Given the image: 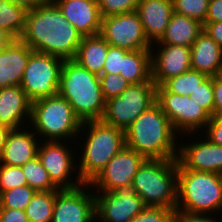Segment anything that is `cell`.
<instances>
[{"label": "cell", "mask_w": 222, "mask_h": 222, "mask_svg": "<svg viewBox=\"0 0 222 222\" xmlns=\"http://www.w3.org/2000/svg\"><path fill=\"white\" fill-rule=\"evenodd\" d=\"M83 36L52 0L28 10L20 39L32 50L74 59Z\"/></svg>", "instance_id": "6da1fadb"}, {"label": "cell", "mask_w": 222, "mask_h": 222, "mask_svg": "<svg viewBox=\"0 0 222 222\" xmlns=\"http://www.w3.org/2000/svg\"><path fill=\"white\" fill-rule=\"evenodd\" d=\"M176 135L168 117L155 102L125 130V145L146 159L172 160L178 156Z\"/></svg>", "instance_id": "7a4b0ae2"}, {"label": "cell", "mask_w": 222, "mask_h": 222, "mask_svg": "<svg viewBox=\"0 0 222 222\" xmlns=\"http://www.w3.org/2000/svg\"><path fill=\"white\" fill-rule=\"evenodd\" d=\"M58 94L66 99L82 122L101 120L103 117L106 100L99 76L73 59L63 62Z\"/></svg>", "instance_id": "3957f363"}, {"label": "cell", "mask_w": 222, "mask_h": 222, "mask_svg": "<svg viewBox=\"0 0 222 222\" xmlns=\"http://www.w3.org/2000/svg\"><path fill=\"white\" fill-rule=\"evenodd\" d=\"M87 127V128H86ZM88 131L79 157L78 175L84 184H90L108 162L125 146V131L102 120L82 122L80 133ZM88 129V130H87ZM81 158V159H80Z\"/></svg>", "instance_id": "277c9868"}, {"label": "cell", "mask_w": 222, "mask_h": 222, "mask_svg": "<svg viewBox=\"0 0 222 222\" xmlns=\"http://www.w3.org/2000/svg\"><path fill=\"white\" fill-rule=\"evenodd\" d=\"M176 211L212 215L222 209V174L185 169L178 162Z\"/></svg>", "instance_id": "5b68a950"}, {"label": "cell", "mask_w": 222, "mask_h": 222, "mask_svg": "<svg viewBox=\"0 0 222 222\" xmlns=\"http://www.w3.org/2000/svg\"><path fill=\"white\" fill-rule=\"evenodd\" d=\"M177 169V159H146L139 167L132 187L146 206L175 209Z\"/></svg>", "instance_id": "8992f818"}, {"label": "cell", "mask_w": 222, "mask_h": 222, "mask_svg": "<svg viewBox=\"0 0 222 222\" xmlns=\"http://www.w3.org/2000/svg\"><path fill=\"white\" fill-rule=\"evenodd\" d=\"M29 124L43 141H68L78 139L82 121L75 115L71 105L56 94L31 103ZM77 136V138L75 137ZM46 137V139H45Z\"/></svg>", "instance_id": "52a82bcc"}, {"label": "cell", "mask_w": 222, "mask_h": 222, "mask_svg": "<svg viewBox=\"0 0 222 222\" xmlns=\"http://www.w3.org/2000/svg\"><path fill=\"white\" fill-rule=\"evenodd\" d=\"M156 102V84L152 80L130 84L119 96L106 101L101 120L125 131L135 119Z\"/></svg>", "instance_id": "ba28073f"}, {"label": "cell", "mask_w": 222, "mask_h": 222, "mask_svg": "<svg viewBox=\"0 0 222 222\" xmlns=\"http://www.w3.org/2000/svg\"><path fill=\"white\" fill-rule=\"evenodd\" d=\"M63 62L57 56L32 51L20 84L31 102L58 94Z\"/></svg>", "instance_id": "9c48e42d"}, {"label": "cell", "mask_w": 222, "mask_h": 222, "mask_svg": "<svg viewBox=\"0 0 222 222\" xmlns=\"http://www.w3.org/2000/svg\"><path fill=\"white\" fill-rule=\"evenodd\" d=\"M156 102L168 117L174 131L179 134L178 137L182 136L181 133L198 134L210 121V115L191 96L167 92L161 85L156 86Z\"/></svg>", "instance_id": "30bf717a"}, {"label": "cell", "mask_w": 222, "mask_h": 222, "mask_svg": "<svg viewBox=\"0 0 222 222\" xmlns=\"http://www.w3.org/2000/svg\"><path fill=\"white\" fill-rule=\"evenodd\" d=\"M100 35L115 47L129 51L151 49L136 11L102 17Z\"/></svg>", "instance_id": "8fae6325"}, {"label": "cell", "mask_w": 222, "mask_h": 222, "mask_svg": "<svg viewBox=\"0 0 222 222\" xmlns=\"http://www.w3.org/2000/svg\"><path fill=\"white\" fill-rule=\"evenodd\" d=\"M95 202L96 219L100 222H130L147 207L132 184L114 191H96Z\"/></svg>", "instance_id": "7c38bea8"}, {"label": "cell", "mask_w": 222, "mask_h": 222, "mask_svg": "<svg viewBox=\"0 0 222 222\" xmlns=\"http://www.w3.org/2000/svg\"><path fill=\"white\" fill-rule=\"evenodd\" d=\"M91 188L83 183L73 189H59L55 196L52 222L97 221L95 191H90Z\"/></svg>", "instance_id": "4fadbf2b"}, {"label": "cell", "mask_w": 222, "mask_h": 222, "mask_svg": "<svg viewBox=\"0 0 222 222\" xmlns=\"http://www.w3.org/2000/svg\"><path fill=\"white\" fill-rule=\"evenodd\" d=\"M65 143L57 140L44 142L40 140L38 158L49 173L52 182L59 189H73L82 185L83 182L79 177L75 180L70 179L78 165L71 154L72 149H69L68 144L65 145Z\"/></svg>", "instance_id": "5bb4252c"}, {"label": "cell", "mask_w": 222, "mask_h": 222, "mask_svg": "<svg viewBox=\"0 0 222 222\" xmlns=\"http://www.w3.org/2000/svg\"><path fill=\"white\" fill-rule=\"evenodd\" d=\"M145 160L143 155L125 145L89 185L98 191H114L130 185Z\"/></svg>", "instance_id": "9a60e30c"}, {"label": "cell", "mask_w": 222, "mask_h": 222, "mask_svg": "<svg viewBox=\"0 0 222 222\" xmlns=\"http://www.w3.org/2000/svg\"><path fill=\"white\" fill-rule=\"evenodd\" d=\"M154 45V48L151 47V67L152 80L156 86L191 69V47L168 44ZM156 46H158V50H155Z\"/></svg>", "instance_id": "2e32d148"}, {"label": "cell", "mask_w": 222, "mask_h": 222, "mask_svg": "<svg viewBox=\"0 0 222 222\" xmlns=\"http://www.w3.org/2000/svg\"><path fill=\"white\" fill-rule=\"evenodd\" d=\"M200 140L178 145V162L185 169L222 174V146L210 142L206 136L204 141Z\"/></svg>", "instance_id": "e0dca14e"}, {"label": "cell", "mask_w": 222, "mask_h": 222, "mask_svg": "<svg viewBox=\"0 0 222 222\" xmlns=\"http://www.w3.org/2000/svg\"><path fill=\"white\" fill-rule=\"evenodd\" d=\"M52 1L83 37L100 34L102 16L97 0Z\"/></svg>", "instance_id": "ac0fdd59"}, {"label": "cell", "mask_w": 222, "mask_h": 222, "mask_svg": "<svg viewBox=\"0 0 222 222\" xmlns=\"http://www.w3.org/2000/svg\"><path fill=\"white\" fill-rule=\"evenodd\" d=\"M29 129L25 127L8 132L0 153V164L21 167L38 156L39 137Z\"/></svg>", "instance_id": "d6986e66"}, {"label": "cell", "mask_w": 222, "mask_h": 222, "mask_svg": "<svg viewBox=\"0 0 222 222\" xmlns=\"http://www.w3.org/2000/svg\"><path fill=\"white\" fill-rule=\"evenodd\" d=\"M139 14L148 41L153 45L161 40L173 14L172 0H140Z\"/></svg>", "instance_id": "ffe728a7"}, {"label": "cell", "mask_w": 222, "mask_h": 222, "mask_svg": "<svg viewBox=\"0 0 222 222\" xmlns=\"http://www.w3.org/2000/svg\"><path fill=\"white\" fill-rule=\"evenodd\" d=\"M31 103L21 86L0 89V125L10 130L25 128L24 121H30Z\"/></svg>", "instance_id": "44dd1931"}, {"label": "cell", "mask_w": 222, "mask_h": 222, "mask_svg": "<svg viewBox=\"0 0 222 222\" xmlns=\"http://www.w3.org/2000/svg\"><path fill=\"white\" fill-rule=\"evenodd\" d=\"M32 51L21 39H15L0 52V89L20 86Z\"/></svg>", "instance_id": "7402d4cb"}, {"label": "cell", "mask_w": 222, "mask_h": 222, "mask_svg": "<svg viewBox=\"0 0 222 222\" xmlns=\"http://www.w3.org/2000/svg\"><path fill=\"white\" fill-rule=\"evenodd\" d=\"M191 68L209 77L222 74V48L205 31L191 46Z\"/></svg>", "instance_id": "603a6c76"}, {"label": "cell", "mask_w": 222, "mask_h": 222, "mask_svg": "<svg viewBox=\"0 0 222 222\" xmlns=\"http://www.w3.org/2000/svg\"><path fill=\"white\" fill-rule=\"evenodd\" d=\"M202 31L203 24L199 21L173 12L164 36L154 44L191 47Z\"/></svg>", "instance_id": "cb8c5ba5"}, {"label": "cell", "mask_w": 222, "mask_h": 222, "mask_svg": "<svg viewBox=\"0 0 222 222\" xmlns=\"http://www.w3.org/2000/svg\"><path fill=\"white\" fill-rule=\"evenodd\" d=\"M109 44L99 34L83 37L74 57L80 66L97 76L102 75Z\"/></svg>", "instance_id": "d4e9b609"}, {"label": "cell", "mask_w": 222, "mask_h": 222, "mask_svg": "<svg viewBox=\"0 0 222 222\" xmlns=\"http://www.w3.org/2000/svg\"><path fill=\"white\" fill-rule=\"evenodd\" d=\"M130 84L149 81L152 78L151 49L129 51L123 59V72Z\"/></svg>", "instance_id": "484cf974"}, {"label": "cell", "mask_w": 222, "mask_h": 222, "mask_svg": "<svg viewBox=\"0 0 222 222\" xmlns=\"http://www.w3.org/2000/svg\"><path fill=\"white\" fill-rule=\"evenodd\" d=\"M28 10L11 2L0 0V27L8 31L15 39H20L24 28Z\"/></svg>", "instance_id": "4316f807"}, {"label": "cell", "mask_w": 222, "mask_h": 222, "mask_svg": "<svg viewBox=\"0 0 222 222\" xmlns=\"http://www.w3.org/2000/svg\"><path fill=\"white\" fill-rule=\"evenodd\" d=\"M57 193L58 190L35 192L25 209L29 222H52Z\"/></svg>", "instance_id": "83f0119b"}, {"label": "cell", "mask_w": 222, "mask_h": 222, "mask_svg": "<svg viewBox=\"0 0 222 222\" xmlns=\"http://www.w3.org/2000/svg\"><path fill=\"white\" fill-rule=\"evenodd\" d=\"M208 76L195 69H189L183 74L167 79L161 86L177 95L191 96Z\"/></svg>", "instance_id": "f1b7e54d"}, {"label": "cell", "mask_w": 222, "mask_h": 222, "mask_svg": "<svg viewBox=\"0 0 222 222\" xmlns=\"http://www.w3.org/2000/svg\"><path fill=\"white\" fill-rule=\"evenodd\" d=\"M29 187L37 191H54L59 188L52 182L49 173L38 156L21 166Z\"/></svg>", "instance_id": "f546056e"}, {"label": "cell", "mask_w": 222, "mask_h": 222, "mask_svg": "<svg viewBox=\"0 0 222 222\" xmlns=\"http://www.w3.org/2000/svg\"><path fill=\"white\" fill-rule=\"evenodd\" d=\"M35 192L28 185L1 192L0 207L25 211Z\"/></svg>", "instance_id": "4dcf8cb0"}, {"label": "cell", "mask_w": 222, "mask_h": 222, "mask_svg": "<svg viewBox=\"0 0 222 222\" xmlns=\"http://www.w3.org/2000/svg\"><path fill=\"white\" fill-rule=\"evenodd\" d=\"M210 0H172L173 11L204 24Z\"/></svg>", "instance_id": "1f68e13d"}, {"label": "cell", "mask_w": 222, "mask_h": 222, "mask_svg": "<svg viewBox=\"0 0 222 222\" xmlns=\"http://www.w3.org/2000/svg\"><path fill=\"white\" fill-rule=\"evenodd\" d=\"M26 185L28 184L21 167L0 164V193Z\"/></svg>", "instance_id": "d6a6232c"}, {"label": "cell", "mask_w": 222, "mask_h": 222, "mask_svg": "<svg viewBox=\"0 0 222 222\" xmlns=\"http://www.w3.org/2000/svg\"><path fill=\"white\" fill-rule=\"evenodd\" d=\"M191 98L210 116L214 114L213 77H207L192 93Z\"/></svg>", "instance_id": "836d02e7"}, {"label": "cell", "mask_w": 222, "mask_h": 222, "mask_svg": "<svg viewBox=\"0 0 222 222\" xmlns=\"http://www.w3.org/2000/svg\"><path fill=\"white\" fill-rule=\"evenodd\" d=\"M99 79L102 94L106 101L119 96L130 85L123 76L115 74H102L99 76Z\"/></svg>", "instance_id": "e575fe53"}, {"label": "cell", "mask_w": 222, "mask_h": 222, "mask_svg": "<svg viewBox=\"0 0 222 222\" xmlns=\"http://www.w3.org/2000/svg\"><path fill=\"white\" fill-rule=\"evenodd\" d=\"M130 222H176V209L147 206Z\"/></svg>", "instance_id": "d590c367"}, {"label": "cell", "mask_w": 222, "mask_h": 222, "mask_svg": "<svg viewBox=\"0 0 222 222\" xmlns=\"http://www.w3.org/2000/svg\"><path fill=\"white\" fill-rule=\"evenodd\" d=\"M140 0H97L102 17L136 11Z\"/></svg>", "instance_id": "8d00e7d4"}, {"label": "cell", "mask_w": 222, "mask_h": 222, "mask_svg": "<svg viewBox=\"0 0 222 222\" xmlns=\"http://www.w3.org/2000/svg\"><path fill=\"white\" fill-rule=\"evenodd\" d=\"M129 50L109 45L102 74L120 75L123 72V59Z\"/></svg>", "instance_id": "74e56055"}, {"label": "cell", "mask_w": 222, "mask_h": 222, "mask_svg": "<svg viewBox=\"0 0 222 222\" xmlns=\"http://www.w3.org/2000/svg\"><path fill=\"white\" fill-rule=\"evenodd\" d=\"M205 129L202 132L205 133L206 131V138L210 142L222 146V113H214L211 115L210 121Z\"/></svg>", "instance_id": "f35d334b"}, {"label": "cell", "mask_w": 222, "mask_h": 222, "mask_svg": "<svg viewBox=\"0 0 222 222\" xmlns=\"http://www.w3.org/2000/svg\"><path fill=\"white\" fill-rule=\"evenodd\" d=\"M205 215V216H204ZM176 222H219L211 214L176 211Z\"/></svg>", "instance_id": "ab89813d"}, {"label": "cell", "mask_w": 222, "mask_h": 222, "mask_svg": "<svg viewBox=\"0 0 222 222\" xmlns=\"http://www.w3.org/2000/svg\"><path fill=\"white\" fill-rule=\"evenodd\" d=\"M0 222H29L25 211L0 207Z\"/></svg>", "instance_id": "60d3db41"}, {"label": "cell", "mask_w": 222, "mask_h": 222, "mask_svg": "<svg viewBox=\"0 0 222 222\" xmlns=\"http://www.w3.org/2000/svg\"><path fill=\"white\" fill-rule=\"evenodd\" d=\"M205 22H222V0H210Z\"/></svg>", "instance_id": "b9f144b4"}, {"label": "cell", "mask_w": 222, "mask_h": 222, "mask_svg": "<svg viewBox=\"0 0 222 222\" xmlns=\"http://www.w3.org/2000/svg\"><path fill=\"white\" fill-rule=\"evenodd\" d=\"M203 31L222 48V22H204Z\"/></svg>", "instance_id": "7bdbcfd3"}, {"label": "cell", "mask_w": 222, "mask_h": 222, "mask_svg": "<svg viewBox=\"0 0 222 222\" xmlns=\"http://www.w3.org/2000/svg\"><path fill=\"white\" fill-rule=\"evenodd\" d=\"M214 113H222V74L213 77Z\"/></svg>", "instance_id": "ee69618b"}, {"label": "cell", "mask_w": 222, "mask_h": 222, "mask_svg": "<svg viewBox=\"0 0 222 222\" xmlns=\"http://www.w3.org/2000/svg\"><path fill=\"white\" fill-rule=\"evenodd\" d=\"M11 2L25 7L27 10L34 9L38 5L45 3L47 0H10Z\"/></svg>", "instance_id": "f6af8a7d"}, {"label": "cell", "mask_w": 222, "mask_h": 222, "mask_svg": "<svg viewBox=\"0 0 222 222\" xmlns=\"http://www.w3.org/2000/svg\"><path fill=\"white\" fill-rule=\"evenodd\" d=\"M10 129L6 126L0 125V153L5 144V140Z\"/></svg>", "instance_id": "bcb514c9"}, {"label": "cell", "mask_w": 222, "mask_h": 222, "mask_svg": "<svg viewBox=\"0 0 222 222\" xmlns=\"http://www.w3.org/2000/svg\"><path fill=\"white\" fill-rule=\"evenodd\" d=\"M15 38L4 28L0 27V42H12Z\"/></svg>", "instance_id": "7dc6e473"}, {"label": "cell", "mask_w": 222, "mask_h": 222, "mask_svg": "<svg viewBox=\"0 0 222 222\" xmlns=\"http://www.w3.org/2000/svg\"><path fill=\"white\" fill-rule=\"evenodd\" d=\"M11 42H0V52L10 44Z\"/></svg>", "instance_id": "c3c4849f"}]
</instances>
